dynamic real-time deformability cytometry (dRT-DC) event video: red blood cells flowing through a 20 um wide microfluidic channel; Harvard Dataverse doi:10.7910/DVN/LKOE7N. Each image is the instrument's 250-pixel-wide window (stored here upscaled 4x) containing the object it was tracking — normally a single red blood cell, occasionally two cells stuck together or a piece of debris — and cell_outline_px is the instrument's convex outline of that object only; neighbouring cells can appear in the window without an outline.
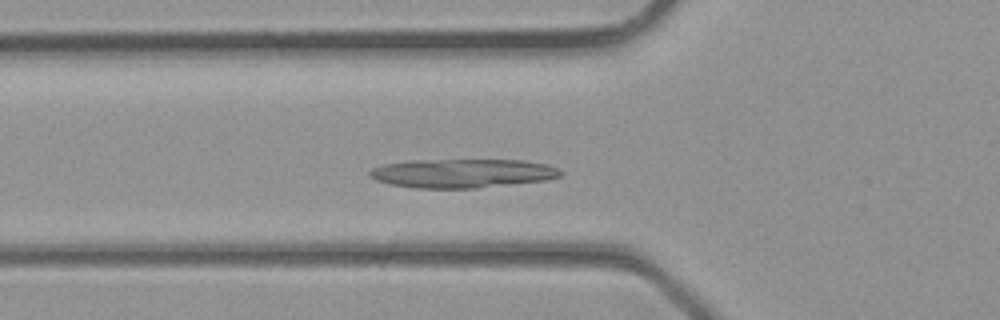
{"species": "common noctule bat (a hibernating species)", "species_latin": "Nyctalus noctula", "temperature_condition": "room temperature", "stored_images_in_passage": 36, "camera_frame_rate_fps": 3000, "um_per_image_px": 0.085, "animal": {"sex": "male", "body_mass_g": 23.1, "forearm_length_mm": 52.7}, "frame": {"image": 1, "passage_image": 10, "time_ms": 3.0, "image_size_px": [1000, 320], "cell_outline_px": [[564, 172], [560, 176], [548, 180], [476, 188], [416, 188], [388, 184], [376, 180], [368, 176], [368, 172], [372, 168], [384, 164], [412, 160], [524, 160], [548, 164]], "centroid_in_image_um": [39.3, 14.73], "position_along_channel_um": 86.5, "area_um2": 32.31}}
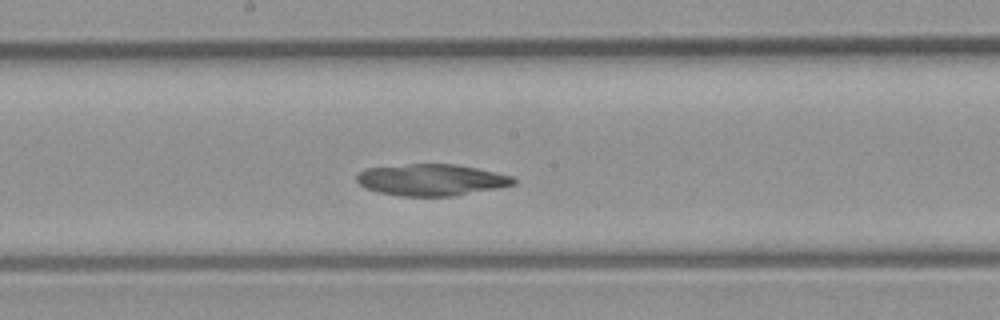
{"frame": {"image": 2, "passage_image": 17, "time_ms": 5.333, "image_size_px": [1000, 320], "cell_outline_px": [[516, 184], [500, 188], [456, 196], [400, 196], [380, 192], [368, 188], [360, 184], [356, 180], [356, 176], [364, 168], [408, 164], [456, 164], [476, 168], [512, 176], [516, 180]], "centroid_in_image_um": [36.7, 15.29], "position_along_channel_um": 211.5, "area_um2": 28.9}}
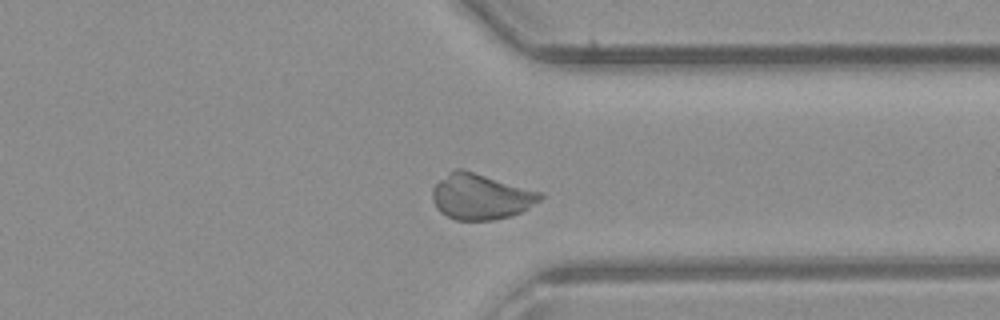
{"frame": {"image": 3, "passage_image": 26, "time_ms": 8.333, "image_size_px": [1000, 320], "cell_outline_px": [[544, 196], [540, 200], [520, 212], [508, 216], [492, 220], [456, 220], [440, 212], [436, 208], [432, 200], [432, 188], [440, 180], [456, 168], [464, 168], [544, 192]], "centroid_in_image_um": [40.88, 16.69], "position_along_channel_um": 370.5, "area_um2": 28.9}}